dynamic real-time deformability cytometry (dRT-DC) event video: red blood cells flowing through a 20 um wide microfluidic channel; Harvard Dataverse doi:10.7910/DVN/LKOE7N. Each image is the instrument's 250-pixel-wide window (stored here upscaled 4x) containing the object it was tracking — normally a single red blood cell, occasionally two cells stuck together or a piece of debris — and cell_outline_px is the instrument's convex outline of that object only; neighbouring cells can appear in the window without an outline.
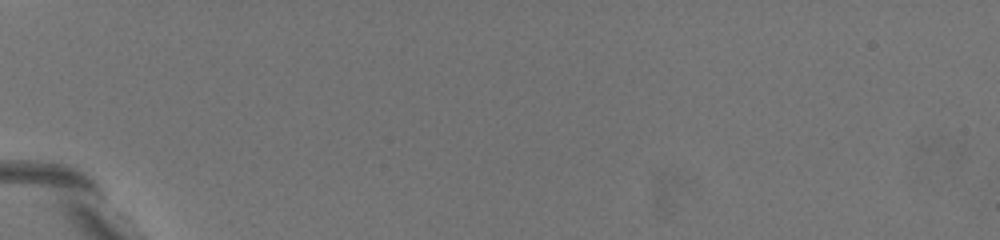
{"species": "common noctule bat (a hibernating species)", "species_latin": "Nyctalus noctula", "temperature_condition": "warm", "stored_images_in_passage": 2, "camera_frame_rate_fps": 3000, "um_per_image_px": 0.085, "animal": {"sex": "female", "body_mass_g": 19.5, "forearm_length_mm": 54.1}, "frame": {"image": 1, "passage_image": 1, "time_ms": 0.0, "image_size_px": [1000, 240], "cell_outline_px": [[184, 216], [172, 208], [116, 168], [84, 132], [84, 124], [128, 140], [148, 160], [180, 200], [184, 208]], "centroid_in_image_um": [11.38, 14.07], "position_along_channel_um": 73.6, "area_um2": 17.98}}